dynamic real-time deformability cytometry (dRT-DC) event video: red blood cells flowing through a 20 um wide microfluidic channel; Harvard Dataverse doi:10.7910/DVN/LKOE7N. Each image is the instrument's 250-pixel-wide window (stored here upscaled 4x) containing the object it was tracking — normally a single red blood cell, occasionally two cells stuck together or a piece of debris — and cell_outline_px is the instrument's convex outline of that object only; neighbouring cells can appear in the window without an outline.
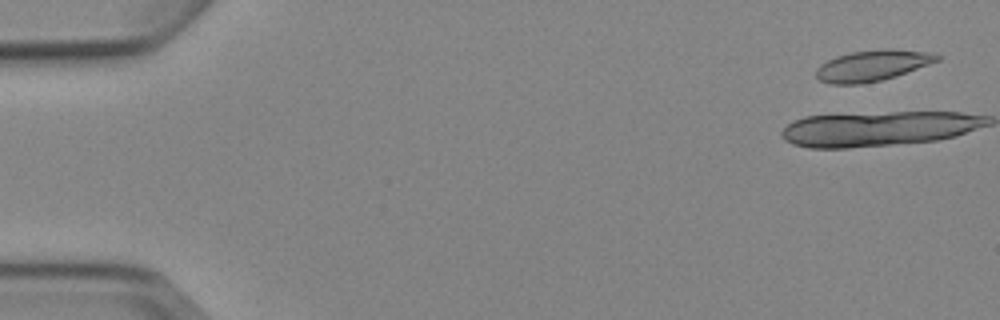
{"species": "Egyptian fruit bat (a non-hibernating species)", "species_latin": "Rousettus aegyptiacus", "temperature_condition": "cold", "stored_images_in_passage": 8, "camera_frame_rate_fps": 3000, "um_per_image_px": 0.085, "animal": {"sex": "female"}, "frame": {"image": 1, "passage_image": 1, "time_ms": 0.0, "image_size_px": [1000, 320], "cell_outline_px": [[940, 60], [896, 76], [880, 80], [860, 84], [832, 84], [820, 80], [816, 76], [816, 68], [820, 64], [836, 56], [852, 52], [884, 48], [892, 48], [928, 52], [940, 56]], "centroid_in_image_um": [74.14, 5.56], "position_along_channel_um": 10.9, "area_um2": 21.73}}
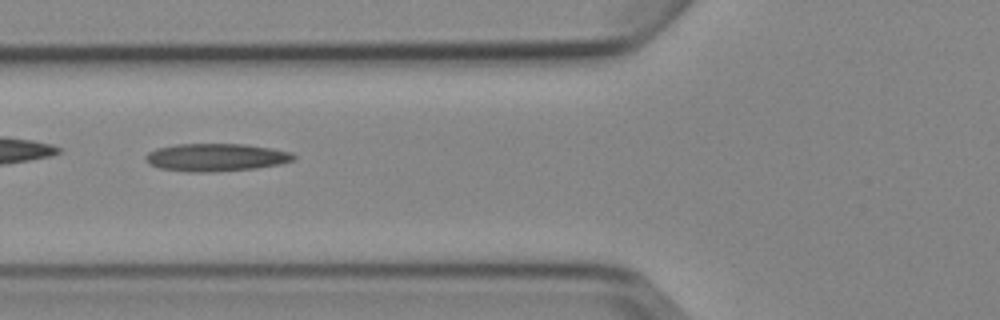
{"frame": {"image": 2, "passage_image": 6, "time_ms": 6.667, "image_size_px": [1000, 320], "cell_outline_px": [[296, 156], [292, 160], [280, 164], [256, 168], [212, 172], [188, 172], [160, 168], [148, 164], [144, 160], [144, 156], [148, 152], [156, 148], [176, 144], [244, 144], [272, 148], [292, 152]], "centroid_in_image_um": [18.32, 13.37], "position_along_channel_um": 107.5, "area_um2": 24.1}}
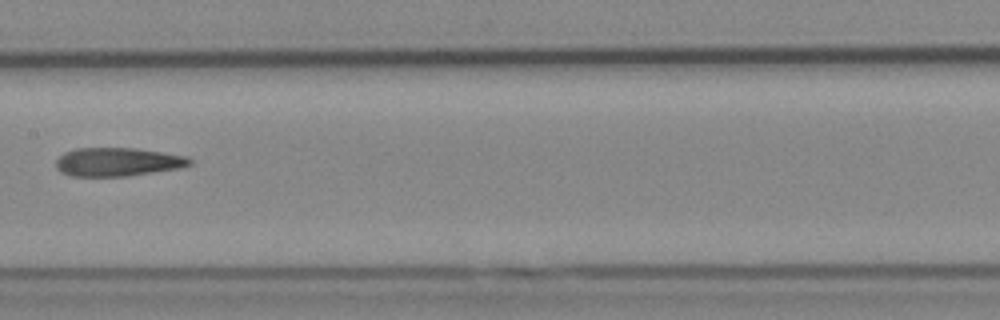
{"frame": {"image": 3, "passage_image": 8, "time_ms": 9.0, "image_size_px": [1000, 320], "cell_outline_px": [[192, 164], [180, 168], [128, 176], [72, 176], [60, 172], [56, 168], [56, 160], [64, 152], [76, 148], [136, 148], [188, 156], [192, 160]], "centroid_in_image_um": [10.01, 13.76], "position_along_channel_um": 197.4, "area_um2": 22.37}}